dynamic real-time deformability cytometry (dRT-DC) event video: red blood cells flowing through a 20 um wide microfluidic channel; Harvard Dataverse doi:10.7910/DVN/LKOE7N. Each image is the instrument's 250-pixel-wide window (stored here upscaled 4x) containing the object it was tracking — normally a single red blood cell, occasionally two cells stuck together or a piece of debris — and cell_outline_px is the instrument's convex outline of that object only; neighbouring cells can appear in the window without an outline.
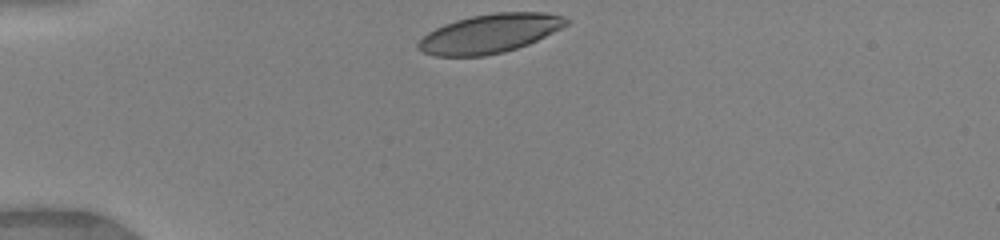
{"species": "human", "species_latin": "Homo sapiens", "temperature_condition": "warm", "stored_images_in_passage": 32, "camera_frame_rate_fps": 3000, "um_per_image_px": 0.085, "donor": {"sex": "female"}, "frame": {"image": 1, "passage_image": 1, "time_ms": 0.0, "image_size_px": [1000, 240], "cell_outline_px": [[572, 20], [568, 24], [528, 44], [504, 52], [484, 56], [436, 56], [424, 52], [416, 48], [416, 44], [428, 32], [444, 24], [456, 20], [472, 16], [496, 12], [544, 12], [564, 16]], "centroid_in_image_um": [41.63, 2.84], "position_along_channel_um": 43.4, "area_um2": 33.41}}
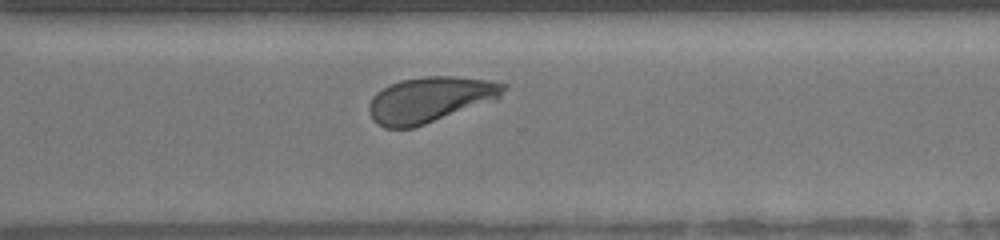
{"frame": {"image": 2, "passage_image": 25, "time_ms": 8.0, "image_size_px": [1000, 240], "cell_outline_px": [[508, 88], [496, 100], [412, 128], [384, 128], [376, 124], [372, 120], [368, 112], [368, 104], [372, 96], [376, 92], [400, 80], [424, 76], [456, 76], [488, 80], [508, 84]], "centroid_in_image_um": [36.54, 8.46], "position_along_channel_um": 334.1, "area_um2": 35.89}}
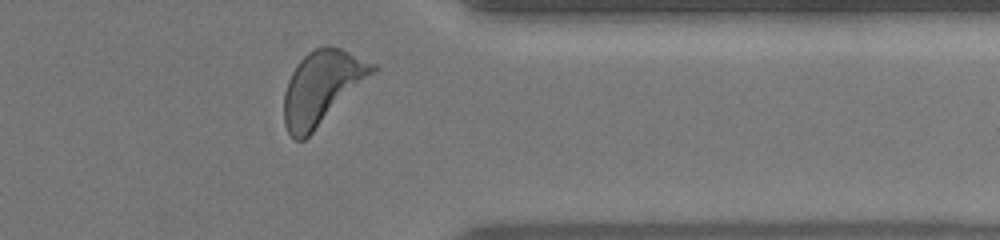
{"frame": {"image": 3, "passage_image": 29, "time_ms": 9.333, "image_size_px": [1000, 240], "cell_outline_px": [[380, 68], [376, 72], [304, 140], [296, 140], [288, 132], [284, 124], [284, 92], [288, 80], [296, 64], [308, 52], [316, 48], [340, 48], [376, 64]], "centroid_in_image_um": [27.37, 7.45], "position_along_channel_um": 384.0, "area_um2": 37.45}, "authors_computed_cell_mechanics": {"area_um2": 35.5759, "velocity_mm_per_s": 4.0729, "shape_relaxation_time_tau1_ms": 2.158, "shape_relaxation_time_tau2_ms": null, "deformation_change_tau1": 0.1414, "deformation_change_tau2": null}}